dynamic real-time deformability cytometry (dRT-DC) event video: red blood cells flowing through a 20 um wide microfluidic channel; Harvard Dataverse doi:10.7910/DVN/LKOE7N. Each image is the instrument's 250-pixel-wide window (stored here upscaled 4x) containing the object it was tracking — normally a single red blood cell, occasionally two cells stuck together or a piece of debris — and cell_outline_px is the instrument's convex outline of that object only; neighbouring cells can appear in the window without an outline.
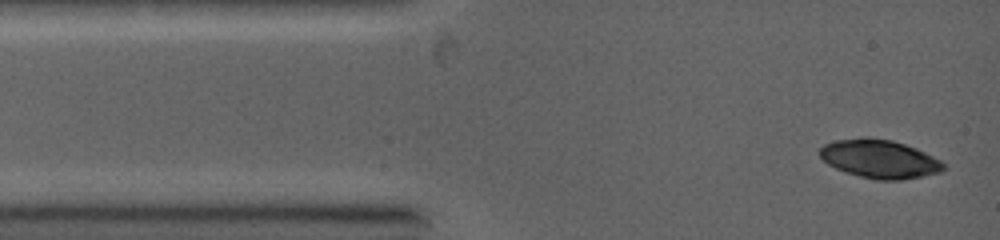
{"species": "common noctule bat (a hibernating species)", "species_latin": "Nyctalus noctula", "temperature_condition": "warm", "stored_images_in_passage": 2, "camera_frame_rate_fps": 5000, "um_per_image_px": 0.085, "animal": {"sex": "female", "body_mass_g": 19.0, "forearm_length_mm": 53.3}, "frame": {"image": 1, "passage_image": 2, "time_ms": 0.2, "image_size_px": [1000, 240], "cell_outline_px": [[944, 168], [940, 172], [924, 176], [900, 180], [876, 180], [860, 176], [836, 168], [828, 164], [820, 156], [820, 148], [824, 144], [836, 140], [868, 136], [892, 140], [916, 148], [940, 160], [944, 164]], "centroid_in_image_um": [74.76, 13.5], "position_along_channel_um": 10.2, "area_um2": 27.63}}